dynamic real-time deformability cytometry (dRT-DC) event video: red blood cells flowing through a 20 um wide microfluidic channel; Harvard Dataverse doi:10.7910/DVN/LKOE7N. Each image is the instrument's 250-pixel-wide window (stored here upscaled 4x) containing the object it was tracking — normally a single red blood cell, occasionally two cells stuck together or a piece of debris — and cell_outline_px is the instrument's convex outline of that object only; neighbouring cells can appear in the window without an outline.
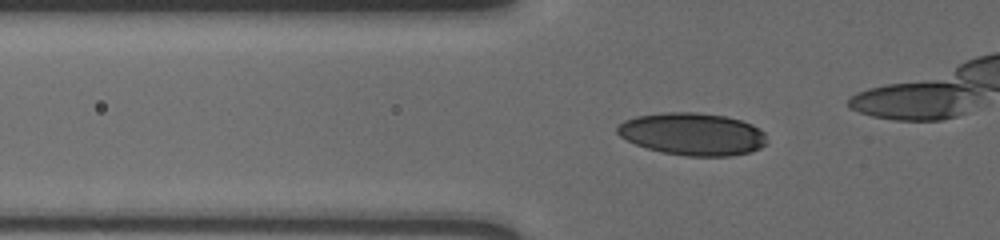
{"species": "human", "species_latin": "Homo sapiens", "temperature_condition": "cold", "stored_images_in_passage": 30, "camera_frame_rate_fps": 3000, "um_per_image_px": 0.085, "donor": {"sex": "male"}, "frame": {"image": 1, "passage_image": 12, "time_ms": 3.667, "image_size_px": [1000, 240], "cell_outline_px": [[764, 144], [760, 148], [748, 152], [732, 156], [688, 156], [664, 152], [648, 148], [636, 144], [620, 136], [616, 132], [616, 128], [624, 120], [636, 116], [664, 112], [696, 112], [724, 116], [740, 120], [752, 124], [764, 132]], "centroid_in_image_um": [58.84, 11.38], "position_along_channel_um": 67.0, "area_um2": 36.65}}
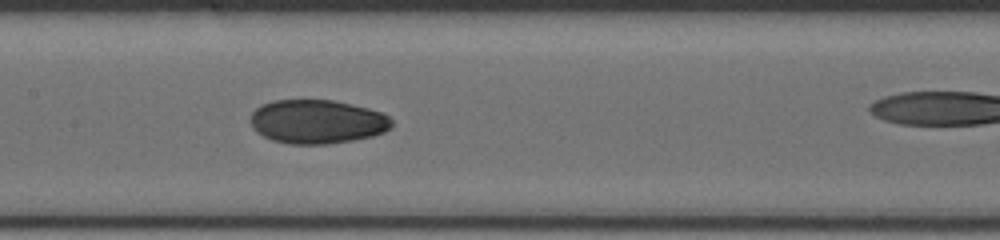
{"frame": {"image": 2, "passage_image": 18, "time_ms": 5.667, "image_size_px": [1000, 240], "cell_outline_px": [[392, 128], [384, 132], [372, 136], [352, 140], [328, 144], [288, 144], [272, 140], [256, 132], [252, 128], [252, 112], [260, 104], [272, 100], [332, 100], [368, 108], [380, 112], [388, 116], [392, 120]], "centroid_in_image_um": [26.95, 10.34], "position_along_channel_um": 180.4, "area_um2": 36.18}}
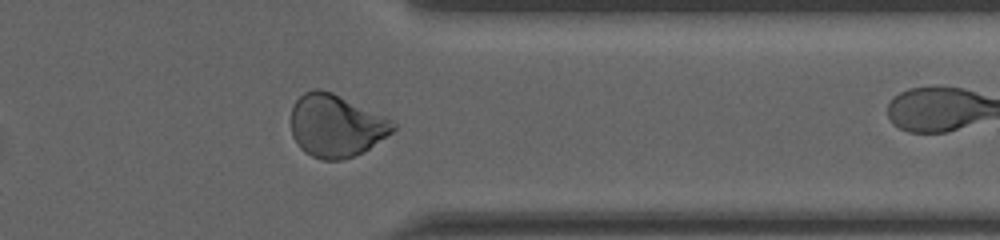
{"frame": {"image": 3, "passage_image": 29, "time_ms": 9.333, "image_size_px": [1000, 240], "cell_outline_px": [[396, 128], [392, 132], [364, 152], [340, 160], [324, 160], [312, 156], [304, 152], [300, 148], [292, 136], [292, 104], [304, 92], [316, 88], [320, 88], [332, 92], [392, 120], [396, 124]], "centroid_in_image_um": [28.54, 10.68], "position_along_channel_um": 382.9, "area_um2": 37.05}}